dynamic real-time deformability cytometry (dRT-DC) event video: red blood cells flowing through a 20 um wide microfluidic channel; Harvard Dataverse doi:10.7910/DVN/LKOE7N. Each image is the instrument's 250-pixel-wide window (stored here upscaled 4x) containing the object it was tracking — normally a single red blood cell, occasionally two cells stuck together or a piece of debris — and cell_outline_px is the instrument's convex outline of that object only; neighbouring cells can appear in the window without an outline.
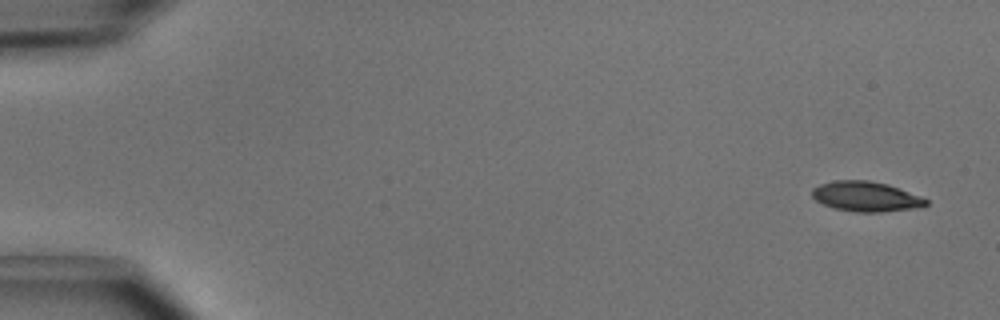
{"species": "common noctule bat (a hibernating species)", "species_latin": "Nyctalus noctula", "temperature_condition": "cold", "stored_images_in_passage": 4, "camera_frame_rate_fps": 3000, "um_per_image_px": 0.085, "animal": {"sex": "male", "body_mass_g": 15.6}, "frame": {"image": 1, "passage_image": 1, "time_ms": 0.0, "image_size_px": [1000, 320], "cell_outline_px": [[928, 204], [924, 208], [880, 212], [856, 212], [832, 208], [816, 200], [812, 196], [812, 188], [820, 184], [832, 180], [868, 180], [888, 184], [920, 196], [928, 200]], "centroid_in_image_um": [73.63, 16.71], "position_along_channel_um": 11.4, "area_um2": 20.17}}
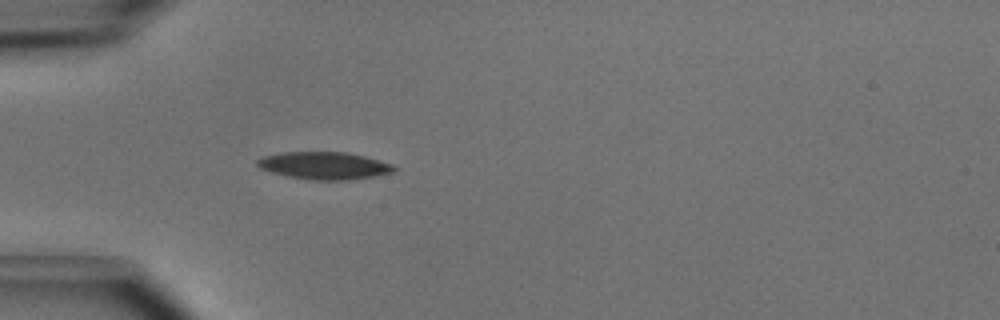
{"frame": {"image": 2, "passage_image": 4, "time_ms": 1.0, "image_size_px": [1000, 320], "cell_outline_px": [[396, 172], [348, 180], [312, 180], [288, 176], [272, 172], [260, 168], [256, 164], [256, 160], [264, 156], [280, 152], [348, 152], [364, 156], [392, 164], [396, 168]], "centroid_in_image_um": [27.56, 14.07], "position_along_channel_um": 57.4, "area_um2": 21.79}}